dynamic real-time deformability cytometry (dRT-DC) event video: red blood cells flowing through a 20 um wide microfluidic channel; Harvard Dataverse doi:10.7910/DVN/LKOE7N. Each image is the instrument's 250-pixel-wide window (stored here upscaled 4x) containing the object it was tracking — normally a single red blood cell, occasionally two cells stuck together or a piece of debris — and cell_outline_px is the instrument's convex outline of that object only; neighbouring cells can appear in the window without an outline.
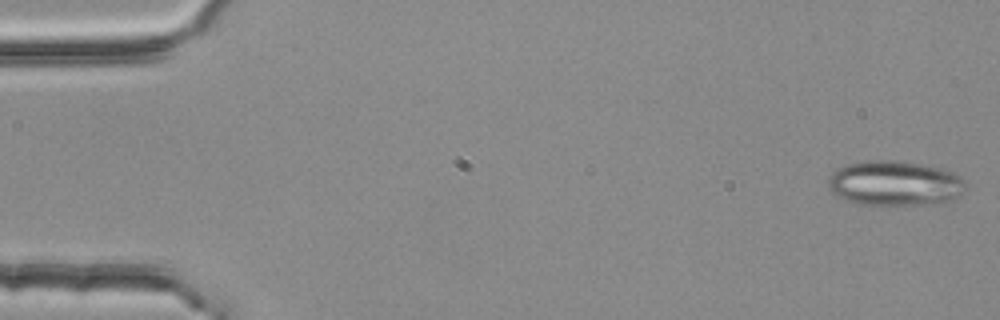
{"species": "common noctule bat (a hibernating species)", "species_latin": "Nyctalus noctula", "temperature_condition": "room temperature", "stored_images_in_passage": 4, "camera_frame_rate_fps": 3000, "um_per_image_px": 0.085, "animal": {"sex": "female", "body_mass_g": 25.1}, "frame": {"image": 1, "passage_image": 1, "time_ms": 0.0, "image_size_px": [1000, 320], "cell_outline_px": [[964, 188], [952, 200], [912, 204], [856, 204], [844, 200], [836, 196], [828, 188], [828, 176], [832, 172], [848, 164], [864, 160], [896, 160], [920, 164], [940, 168], [952, 172], [960, 176], [964, 180]], "centroid_in_image_um": [75.97, 15.56], "position_along_channel_um": 9.0, "area_um2": 35.6}}